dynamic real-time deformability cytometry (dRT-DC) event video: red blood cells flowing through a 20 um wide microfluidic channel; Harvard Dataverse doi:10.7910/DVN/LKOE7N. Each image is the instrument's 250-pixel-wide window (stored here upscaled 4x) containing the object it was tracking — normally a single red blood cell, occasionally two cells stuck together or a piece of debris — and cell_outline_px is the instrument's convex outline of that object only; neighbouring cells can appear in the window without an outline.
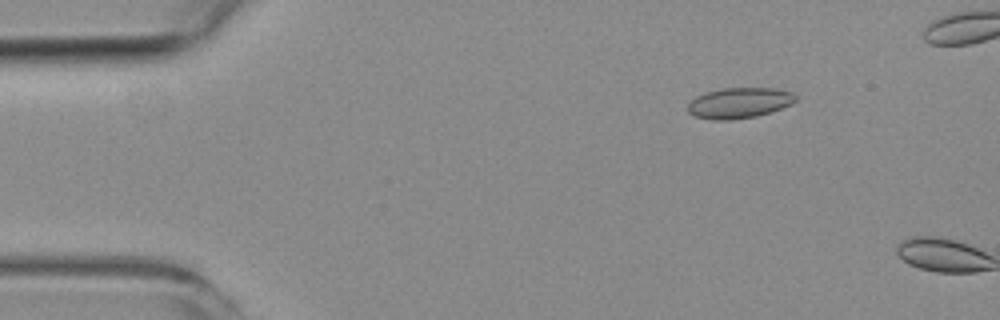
{"species": "common noctule bat (a hibernating species)", "species_latin": "Nyctalus noctula", "temperature_condition": "room temperature", "stored_images_in_passage": 4, "camera_frame_rate_fps": 3000, "um_per_image_px": 0.085, "animal": {"sex": "female", "body_mass_g": 19.3, "forearm_length_mm": 54.1}, "frame": {"image": 1, "passage_image": 3, "time_ms": 2.333, "image_size_px": [1000, 320], "cell_outline_px": [[796, 100], [792, 104], [756, 116], [728, 120], [712, 120], [696, 116], [688, 112], [688, 104], [696, 96], [720, 88], [776, 88], [792, 92], [796, 96]], "centroid_in_image_um": [62.84, 8.74], "position_along_channel_um": 22.2, "area_um2": 19.07}}